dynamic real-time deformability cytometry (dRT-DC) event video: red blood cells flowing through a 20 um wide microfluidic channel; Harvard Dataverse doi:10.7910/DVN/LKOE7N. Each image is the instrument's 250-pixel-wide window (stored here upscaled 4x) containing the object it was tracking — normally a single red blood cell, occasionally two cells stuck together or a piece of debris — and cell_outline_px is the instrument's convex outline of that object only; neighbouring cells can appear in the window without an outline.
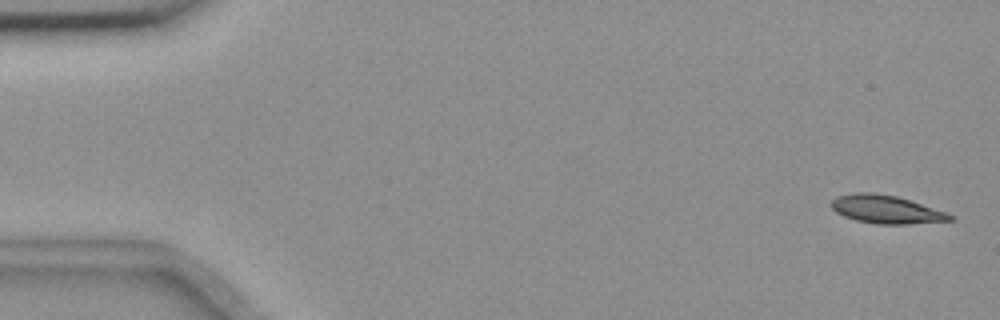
{"species": "common noctule bat (a hibernating species)", "species_latin": "Nyctalus noctula", "temperature_condition": "room temperature", "stored_images_in_passage": 4, "camera_frame_rate_fps": 3000, "um_per_image_px": 0.085, "animal": {"sex": "female", "body_mass_g": 18.4}, "frame": {"image": 1, "passage_image": 1, "time_ms": 0.0, "image_size_px": [1000, 320], "cell_outline_px": [[956, 220], [908, 224], [876, 224], [856, 220], [844, 216], [836, 212], [832, 208], [832, 200], [836, 196], [856, 192], [872, 192], [896, 196], [948, 212], [956, 216]], "centroid_in_image_um": [75.37, 17.8], "position_along_channel_um": 9.6, "area_um2": 19.59}}
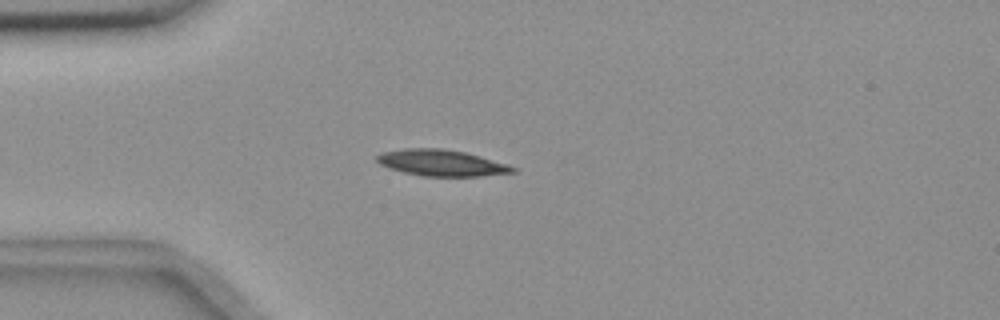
{"frame": {"image": 2, "passage_image": 4, "time_ms": 4.333, "image_size_px": [1000, 320], "cell_outline_px": [[516, 172], [480, 176], [420, 176], [404, 172], [380, 164], [376, 160], [376, 156], [384, 152], [404, 148], [444, 148], [464, 152], [508, 164], [516, 168]], "centroid_in_image_um": [37.54, 13.84], "position_along_channel_um": 47.5, "area_um2": 20.63}}